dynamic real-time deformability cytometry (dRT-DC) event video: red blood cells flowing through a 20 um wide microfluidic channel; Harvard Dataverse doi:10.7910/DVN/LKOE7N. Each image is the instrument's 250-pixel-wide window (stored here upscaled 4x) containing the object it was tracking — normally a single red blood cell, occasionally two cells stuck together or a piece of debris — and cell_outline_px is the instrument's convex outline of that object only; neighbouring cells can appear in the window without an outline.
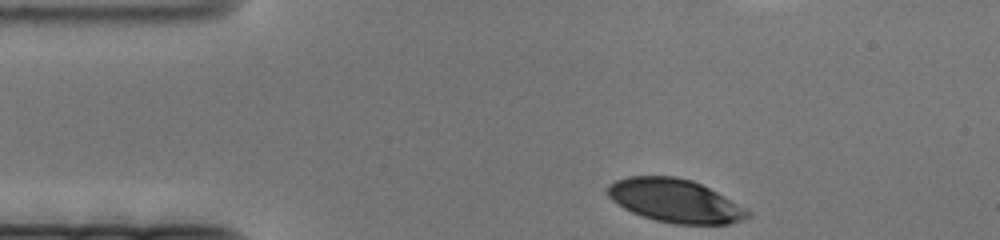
{"species": "human", "species_latin": "Homo sapiens", "temperature_condition": "cold", "stored_images_in_passage": 52, "camera_frame_rate_fps": 3000, "um_per_image_px": 0.085, "donor": {"sex": "female"}, "frame": {"image": 1, "passage_image": 1, "time_ms": 0.0, "image_size_px": [1000, 240], "cell_outline_px": [[752, 216], [728, 224], [676, 224], [656, 220], [632, 212], [624, 208], [612, 200], [604, 192], [604, 188], [608, 184], [616, 180], [628, 176], [676, 176], [692, 180], [724, 196], [752, 212]], "centroid_in_image_um": [57.34, 17.05], "position_along_channel_um": 27.7, "area_um2": 35.32}}
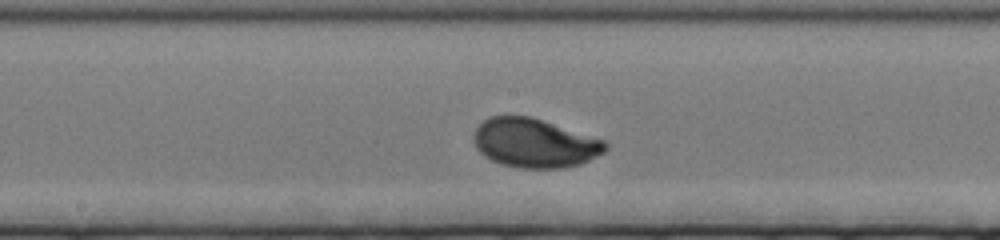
{"frame": {"image": 2, "passage_image": 28, "time_ms": 9.0, "image_size_px": [1000, 240], "cell_outline_px": [[608, 148], [604, 152], [580, 164], [564, 168], [520, 168], [504, 164], [492, 160], [484, 156], [476, 148], [472, 140], [472, 136], [476, 128], [488, 116], [532, 116], [604, 140], [608, 144]], "centroid_in_image_um": [45.42, 12.15], "position_along_channel_um": 202.8, "area_um2": 37.69}}
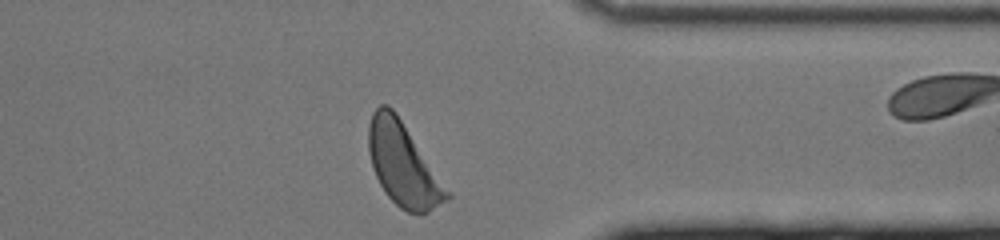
{"frame": {"image": 3, "passage_image": 50, "time_ms": 16.333, "image_size_px": [1000, 240], "cell_outline_px": [[452, 196], [448, 200], [428, 212], [420, 216], [408, 212], [400, 208], [384, 192], [372, 168], [368, 152], [368, 124], [372, 112], [380, 104], [388, 104], [396, 112], [452, 192]], "centroid_in_image_um": [34.28, 13.99], "position_along_channel_um": 377.1, "area_um2": 38.49}}